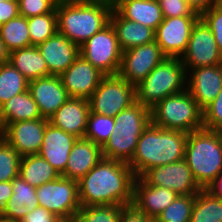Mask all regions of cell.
<instances>
[{
  "mask_svg": "<svg viewBox=\"0 0 222 222\" xmlns=\"http://www.w3.org/2000/svg\"><path fill=\"white\" fill-rule=\"evenodd\" d=\"M135 178L128 163L102 158L78 181L80 205L132 204Z\"/></svg>",
  "mask_w": 222,
  "mask_h": 222,
  "instance_id": "obj_1",
  "label": "cell"
},
{
  "mask_svg": "<svg viewBox=\"0 0 222 222\" xmlns=\"http://www.w3.org/2000/svg\"><path fill=\"white\" fill-rule=\"evenodd\" d=\"M113 0H59L57 32L79 47L110 22Z\"/></svg>",
  "mask_w": 222,
  "mask_h": 222,
  "instance_id": "obj_2",
  "label": "cell"
},
{
  "mask_svg": "<svg viewBox=\"0 0 222 222\" xmlns=\"http://www.w3.org/2000/svg\"><path fill=\"white\" fill-rule=\"evenodd\" d=\"M188 133L166 130L153 123L144 129L132 160L128 163L136 177H142L149 169L174 163L185 158Z\"/></svg>",
  "mask_w": 222,
  "mask_h": 222,
  "instance_id": "obj_3",
  "label": "cell"
},
{
  "mask_svg": "<svg viewBox=\"0 0 222 222\" xmlns=\"http://www.w3.org/2000/svg\"><path fill=\"white\" fill-rule=\"evenodd\" d=\"M184 159L197 184L207 189L222 172V131L201 128L188 133Z\"/></svg>",
  "mask_w": 222,
  "mask_h": 222,
  "instance_id": "obj_4",
  "label": "cell"
},
{
  "mask_svg": "<svg viewBox=\"0 0 222 222\" xmlns=\"http://www.w3.org/2000/svg\"><path fill=\"white\" fill-rule=\"evenodd\" d=\"M151 123L186 133L203 128V110L187 89L169 95L150 109Z\"/></svg>",
  "mask_w": 222,
  "mask_h": 222,
  "instance_id": "obj_5",
  "label": "cell"
},
{
  "mask_svg": "<svg viewBox=\"0 0 222 222\" xmlns=\"http://www.w3.org/2000/svg\"><path fill=\"white\" fill-rule=\"evenodd\" d=\"M186 78L181 59L167 57L136 86V101L151 109L165 97L184 91Z\"/></svg>",
  "mask_w": 222,
  "mask_h": 222,
  "instance_id": "obj_6",
  "label": "cell"
},
{
  "mask_svg": "<svg viewBox=\"0 0 222 222\" xmlns=\"http://www.w3.org/2000/svg\"><path fill=\"white\" fill-rule=\"evenodd\" d=\"M79 51L82 57L105 76L118 74L123 50L111 22L84 42Z\"/></svg>",
  "mask_w": 222,
  "mask_h": 222,
  "instance_id": "obj_7",
  "label": "cell"
},
{
  "mask_svg": "<svg viewBox=\"0 0 222 222\" xmlns=\"http://www.w3.org/2000/svg\"><path fill=\"white\" fill-rule=\"evenodd\" d=\"M136 102V86L117 75L104 76L89 99L90 111L115 117Z\"/></svg>",
  "mask_w": 222,
  "mask_h": 222,
  "instance_id": "obj_8",
  "label": "cell"
},
{
  "mask_svg": "<svg viewBox=\"0 0 222 222\" xmlns=\"http://www.w3.org/2000/svg\"><path fill=\"white\" fill-rule=\"evenodd\" d=\"M39 206L57 217L75 216L81 208L78 196V182L60 176L36 188Z\"/></svg>",
  "mask_w": 222,
  "mask_h": 222,
  "instance_id": "obj_9",
  "label": "cell"
},
{
  "mask_svg": "<svg viewBox=\"0 0 222 222\" xmlns=\"http://www.w3.org/2000/svg\"><path fill=\"white\" fill-rule=\"evenodd\" d=\"M180 59L186 72L190 69L222 64V54L218 50L215 38L201 18L195 23L187 49Z\"/></svg>",
  "mask_w": 222,
  "mask_h": 222,
  "instance_id": "obj_10",
  "label": "cell"
},
{
  "mask_svg": "<svg viewBox=\"0 0 222 222\" xmlns=\"http://www.w3.org/2000/svg\"><path fill=\"white\" fill-rule=\"evenodd\" d=\"M167 56L156 41L123 51L118 75L137 86Z\"/></svg>",
  "mask_w": 222,
  "mask_h": 222,
  "instance_id": "obj_11",
  "label": "cell"
},
{
  "mask_svg": "<svg viewBox=\"0 0 222 222\" xmlns=\"http://www.w3.org/2000/svg\"><path fill=\"white\" fill-rule=\"evenodd\" d=\"M142 178L149 185L168 188L178 195L197 194L202 190L185 159L151 168Z\"/></svg>",
  "mask_w": 222,
  "mask_h": 222,
  "instance_id": "obj_12",
  "label": "cell"
},
{
  "mask_svg": "<svg viewBox=\"0 0 222 222\" xmlns=\"http://www.w3.org/2000/svg\"><path fill=\"white\" fill-rule=\"evenodd\" d=\"M200 16L164 18L155 30V41L167 57L181 58L185 53L192 29Z\"/></svg>",
  "mask_w": 222,
  "mask_h": 222,
  "instance_id": "obj_13",
  "label": "cell"
},
{
  "mask_svg": "<svg viewBox=\"0 0 222 222\" xmlns=\"http://www.w3.org/2000/svg\"><path fill=\"white\" fill-rule=\"evenodd\" d=\"M48 122L40 118L8 123L2 127V137L21 156L39 154Z\"/></svg>",
  "mask_w": 222,
  "mask_h": 222,
  "instance_id": "obj_14",
  "label": "cell"
},
{
  "mask_svg": "<svg viewBox=\"0 0 222 222\" xmlns=\"http://www.w3.org/2000/svg\"><path fill=\"white\" fill-rule=\"evenodd\" d=\"M104 76L79 55L60 78L69 97L89 100Z\"/></svg>",
  "mask_w": 222,
  "mask_h": 222,
  "instance_id": "obj_15",
  "label": "cell"
},
{
  "mask_svg": "<svg viewBox=\"0 0 222 222\" xmlns=\"http://www.w3.org/2000/svg\"><path fill=\"white\" fill-rule=\"evenodd\" d=\"M186 89L204 110L222 90V64L188 70Z\"/></svg>",
  "mask_w": 222,
  "mask_h": 222,
  "instance_id": "obj_16",
  "label": "cell"
},
{
  "mask_svg": "<svg viewBox=\"0 0 222 222\" xmlns=\"http://www.w3.org/2000/svg\"><path fill=\"white\" fill-rule=\"evenodd\" d=\"M28 90L42 118L48 120L69 99L59 75L29 81Z\"/></svg>",
  "mask_w": 222,
  "mask_h": 222,
  "instance_id": "obj_17",
  "label": "cell"
},
{
  "mask_svg": "<svg viewBox=\"0 0 222 222\" xmlns=\"http://www.w3.org/2000/svg\"><path fill=\"white\" fill-rule=\"evenodd\" d=\"M77 139L75 135L48 122L39 155L61 175L65 171L69 153Z\"/></svg>",
  "mask_w": 222,
  "mask_h": 222,
  "instance_id": "obj_18",
  "label": "cell"
},
{
  "mask_svg": "<svg viewBox=\"0 0 222 222\" xmlns=\"http://www.w3.org/2000/svg\"><path fill=\"white\" fill-rule=\"evenodd\" d=\"M51 75H61L80 55L79 46L56 32L37 46Z\"/></svg>",
  "mask_w": 222,
  "mask_h": 222,
  "instance_id": "obj_19",
  "label": "cell"
},
{
  "mask_svg": "<svg viewBox=\"0 0 222 222\" xmlns=\"http://www.w3.org/2000/svg\"><path fill=\"white\" fill-rule=\"evenodd\" d=\"M178 196L168 188L149 185L142 177L135 178L133 204L154 220Z\"/></svg>",
  "mask_w": 222,
  "mask_h": 222,
  "instance_id": "obj_20",
  "label": "cell"
},
{
  "mask_svg": "<svg viewBox=\"0 0 222 222\" xmlns=\"http://www.w3.org/2000/svg\"><path fill=\"white\" fill-rule=\"evenodd\" d=\"M90 103L87 99H69L49 118V122L63 131L84 138L87 129Z\"/></svg>",
  "mask_w": 222,
  "mask_h": 222,
  "instance_id": "obj_21",
  "label": "cell"
},
{
  "mask_svg": "<svg viewBox=\"0 0 222 222\" xmlns=\"http://www.w3.org/2000/svg\"><path fill=\"white\" fill-rule=\"evenodd\" d=\"M103 158L102 146L89 139L78 138L69 153L62 177L79 181Z\"/></svg>",
  "mask_w": 222,
  "mask_h": 222,
  "instance_id": "obj_22",
  "label": "cell"
},
{
  "mask_svg": "<svg viewBox=\"0 0 222 222\" xmlns=\"http://www.w3.org/2000/svg\"><path fill=\"white\" fill-rule=\"evenodd\" d=\"M13 194L0 212V220L18 222L39 206L36 188L20 176L12 180Z\"/></svg>",
  "mask_w": 222,
  "mask_h": 222,
  "instance_id": "obj_23",
  "label": "cell"
},
{
  "mask_svg": "<svg viewBox=\"0 0 222 222\" xmlns=\"http://www.w3.org/2000/svg\"><path fill=\"white\" fill-rule=\"evenodd\" d=\"M113 8L125 19L156 30L164 17L155 0H113Z\"/></svg>",
  "mask_w": 222,
  "mask_h": 222,
  "instance_id": "obj_24",
  "label": "cell"
},
{
  "mask_svg": "<svg viewBox=\"0 0 222 222\" xmlns=\"http://www.w3.org/2000/svg\"><path fill=\"white\" fill-rule=\"evenodd\" d=\"M119 45L123 51L155 41V30L135 21L123 18L114 8L110 14Z\"/></svg>",
  "mask_w": 222,
  "mask_h": 222,
  "instance_id": "obj_25",
  "label": "cell"
},
{
  "mask_svg": "<svg viewBox=\"0 0 222 222\" xmlns=\"http://www.w3.org/2000/svg\"><path fill=\"white\" fill-rule=\"evenodd\" d=\"M9 62L28 80L51 76L46 61L37 46L10 52Z\"/></svg>",
  "mask_w": 222,
  "mask_h": 222,
  "instance_id": "obj_26",
  "label": "cell"
},
{
  "mask_svg": "<svg viewBox=\"0 0 222 222\" xmlns=\"http://www.w3.org/2000/svg\"><path fill=\"white\" fill-rule=\"evenodd\" d=\"M42 118L29 90L18 94L0 106V123L5 124Z\"/></svg>",
  "mask_w": 222,
  "mask_h": 222,
  "instance_id": "obj_27",
  "label": "cell"
},
{
  "mask_svg": "<svg viewBox=\"0 0 222 222\" xmlns=\"http://www.w3.org/2000/svg\"><path fill=\"white\" fill-rule=\"evenodd\" d=\"M19 176L34 188L52 182L61 175L39 154L21 157Z\"/></svg>",
  "mask_w": 222,
  "mask_h": 222,
  "instance_id": "obj_28",
  "label": "cell"
},
{
  "mask_svg": "<svg viewBox=\"0 0 222 222\" xmlns=\"http://www.w3.org/2000/svg\"><path fill=\"white\" fill-rule=\"evenodd\" d=\"M114 132L127 135H141L150 124V108L135 102L115 117Z\"/></svg>",
  "mask_w": 222,
  "mask_h": 222,
  "instance_id": "obj_29",
  "label": "cell"
},
{
  "mask_svg": "<svg viewBox=\"0 0 222 222\" xmlns=\"http://www.w3.org/2000/svg\"><path fill=\"white\" fill-rule=\"evenodd\" d=\"M140 136L113 132L102 146L103 158L129 163L134 156Z\"/></svg>",
  "mask_w": 222,
  "mask_h": 222,
  "instance_id": "obj_30",
  "label": "cell"
},
{
  "mask_svg": "<svg viewBox=\"0 0 222 222\" xmlns=\"http://www.w3.org/2000/svg\"><path fill=\"white\" fill-rule=\"evenodd\" d=\"M190 222H222V199L200 190L195 195Z\"/></svg>",
  "mask_w": 222,
  "mask_h": 222,
  "instance_id": "obj_31",
  "label": "cell"
},
{
  "mask_svg": "<svg viewBox=\"0 0 222 222\" xmlns=\"http://www.w3.org/2000/svg\"><path fill=\"white\" fill-rule=\"evenodd\" d=\"M0 38L9 52L32 46L27 18L19 15L0 25Z\"/></svg>",
  "mask_w": 222,
  "mask_h": 222,
  "instance_id": "obj_32",
  "label": "cell"
},
{
  "mask_svg": "<svg viewBox=\"0 0 222 222\" xmlns=\"http://www.w3.org/2000/svg\"><path fill=\"white\" fill-rule=\"evenodd\" d=\"M29 81L10 63L0 65V106L28 90Z\"/></svg>",
  "mask_w": 222,
  "mask_h": 222,
  "instance_id": "obj_33",
  "label": "cell"
},
{
  "mask_svg": "<svg viewBox=\"0 0 222 222\" xmlns=\"http://www.w3.org/2000/svg\"><path fill=\"white\" fill-rule=\"evenodd\" d=\"M32 46H38L57 32V14L50 12L27 18Z\"/></svg>",
  "mask_w": 222,
  "mask_h": 222,
  "instance_id": "obj_34",
  "label": "cell"
},
{
  "mask_svg": "<svg viewBox=\"0 0 222 222\" xmlns=\"http://www.w3.org/2000/svg\"><path fill=\"white\" fill-rule=\"evenodd\" d=\"M195 195H179L154 220L155 222H190Z\"/></svg>",
  "mask_w": 222,
  "mask_h": 222,
  "instance_id": "obj_35",
  "label": "cell"
},
{
  "mask_svg": "<svg viewBox=\"0 0 222 222\" xmlns=\"http://www.w3.org/2000/svg\"><path fill=\"white\" fill-rule=\"evenodd\" d=\"M114 117L98 115L90 111L84 137L103 146L114 132Z\"/></svg>",
  "mask_w": 222,
  "mask_h": 222,
  "instance_id": "obj_36",
  "label": "cell"
},
{
  "mask_svg": "<svg viewBox=\"0 0 222 222\" xmlns=\"http://www.w3.org/2000/svg\"><path fill=\"white\" fill-rule=\"evenodd\" d=\"M122 205H93L76 213L77 222H119Z\"/></svg>",
  "mask_w": 222,
  "mask_h": 222,
  "instance_id": "obj_37",
  "label": "cell"
},
{
  "mask_svg": "<svg viewBox=\"0 0 222 222\" xmlns=\"http://www.w3.org/2000/svg\"><path fill=\"white\" fill-rule=\"evenodd\" d=\"M21 155L3 138H0V182L12 181L19 176Z\"/></svg>",
  "mask_w": 222,
  "mask_h": 222,
  "instance_id": "obj_38",
  "label": "cell"
},
{
  "mask_svg": "<svg viewBox=\"0 0 222 222\" xmlns=\"http://www.w3.org/2000/svg\"><path fill=\"white\" fill-rule=\"evenodd\" d=\"M200 18L210 28L222 54V6L211 4L200 12Z\"/></svg>",
  "mask_w": 222,
  "mask_h": 222,
  "instance_id": "obj_39",
  "label": "cell"
},
{
  "mask_svg": "<svg viewBox=\"0 0 222 222\" xmlns=\"http://www.w3.org/2000/svg\"><path fill=\"white\" fill-rule=\"evenodd\" d=\"M59 0H18L19 15L29 18L56 12Z\"/></svg>",
  "mask_w": 222,
  "mask_h": 222,
  "instance_id": "obj_40",
  "label": "cell"
},
{
  "mask_svg": "<svg viewBox=\"0 0 222 222\" xmlns=\"http://www.w3.org/2000/svg\"><path fill=\"white\" fill-rule=\"evenodd\" d=\"M203 128L222 131V90L203 110Z\"/></svg>",
  "mask_w": 222,
  "mask_h": 222,
  "instance_id": "obj_41",
  "label": "cell"
},
{
  "mask_svg": "<svg viewBox=\"0 0 222 222\" xmlns=\"http://www.w3.org/2000/svg\"><path fill=\"white\" fill-rule=\"evenodd\" d=\"M164 18L179 16H200V12L186 0H161L159 2Z\"/></svg>",
  "mask_w": 222,
  "mask_h": 222,
  "instance_id": "obj_42",
  "label": "cell"
},
{
  "mask_svg": "<svg viewBox=\"0 0 222 222\" xmlns=\"http://www.w3.org/2000/svg\"><path fill=\"white\" fill-rule=\"evenodd\" d=\"M119 222H155L153 218L140 211L133 203L121 208Z\"/></svg>",
  "mask_w": 222,
  "mask_h": 222,
  "instance_id": "obj_43",
  "label": "cell"
},
{
  "mask_svg": "<svg viewBox=\"0 0 222 222\" xmlns=\"http://www.w3.org/2000/svg\"><path fill=\"white\" fill-rule=\"evenodd\" d=\"M56 218L57 216L52 214L49 210L42 206H38L18 222H54Z\"/></svg>",
  "mask_w": 222,
  "mask_h": 222,
  "instance_id": "obj_44",
  "label": "cell"
},
{
  "mask_svg": "<svg viewBox=\"0 0 222 222\" xmlns=\"http://www.w3.org/2000/svg\"><path fill=\"white\" fill-rule=\"evenodd\" d=\"M18 16V1H0V25Z\"/></svg>",
  "mask_w": 222,
  "mask_h": 222,
  "instance_id": "obj_45",
  "label": "cell"
},
{
  "mask_svg": "<svg viewBox=\"0 0 222 222\" xmlns=\"http://www.w3.org/2000/svg\"><path fill=\"white\" fill-rule=\"evenodd\" d=\"M13 194L12 181L0 182V212Z\"/></svg>",
  "mask_w": 222,
  "mask_h": 222,
  "instance_id": "obj_46",
  "label": "cell"
},
{
  "mask_svg": "<svg viewBox=\"0 0 222 222\" xmlns=\"http://www.w3.org/2000/svg\"><path fill=\"white\" fill-rule=\"evenodd\" d=\"M213 196L222 199V172L215 178V180L207 187Z\"/></svg>",
  "mask_w": 222,
  "mask_h": 222,
  "instance_id": "obj_47",
  "label": "cell"
},
{
  "mask_svg": "<svg viewBox=\"0 0 222 222\" xmlns=\"http://www.w3.org/2000/svg\"><path fill=\"white\" fill-rule=\"evenodd\" d=\"M186 1L199 12L208 8L212 4L211 0H186Z\"/></svg>",
  "mask_w": 222,
  "mask_h": 222,
  "instance_id": "obj_48",
  "label": "cell"
},
{
  "mask_svg": "<svg viewBox=\"0 0 222 222\" xmlns=\"http://www.w3.org/2000/svg\"><path fill=\"white\" fill-rule=\"evenodd\" d=\"M10 52L7 50L5 44L0 38V65L9 62Z\"/></svg>",
  "mask_w": 222,
  "mask_h": 222,
  "instance_id": "obj_49",
  "label": "cell"
},
{
  "mask_svg": "<svg viewBox=\"0 0 222 222\" xmlns=\"http://www.w3.org/2000/svg\"><path fill=\"white\" fill-rule=\"evenodd\" d=\"M54 222H77L75 216L57 217Z\"/></svg>",
  "mask_w": 222,
  "mask_h": 222,
  "instance_id": "obj_50",
  "label": "cell"
},
{
  "mask_svg": "<svg viewBox=\"0 0 222 222\" xmlns=\"http://www.w3.org/2000/svg\"><path fill=\"white\" fill-rule=\"evenodd\" d=\"M212 4L222 6V0H211Z\"/></svg>",
  "mask_w": 222,
  "mask_h": 222,
  "instance_id": "obj_51",
  "label": "cell"
},
{
  "mask_svg": "<svg viewBox=\"0 0 222 222\" xmlns=\"http://www.w3.org/2000/svg\"><path fill=\"white\" fill-rule=\"evenodd\" d=\"M2 137V126H1V123H0V138Z\"/></svg>",
  "mask_w": 222,
  "mask_h": 222,
  "instance_id": "obj_52",
  "label": "cell"
},
{
  "mask_svg": "<svg viewBox=\"0 0 222 222\" xmlns=\"http://www.w3.org/2000/svg\"><path fill=\"white\" fill-rule=\"evenodd\" d=\"M0 1H18V0H0Z\"/></svg>",
  "mask_w": 222,
  "mask_h": 222,
  "instance_id": "obj_53",
  "label": "cell"
}]
</instances>
